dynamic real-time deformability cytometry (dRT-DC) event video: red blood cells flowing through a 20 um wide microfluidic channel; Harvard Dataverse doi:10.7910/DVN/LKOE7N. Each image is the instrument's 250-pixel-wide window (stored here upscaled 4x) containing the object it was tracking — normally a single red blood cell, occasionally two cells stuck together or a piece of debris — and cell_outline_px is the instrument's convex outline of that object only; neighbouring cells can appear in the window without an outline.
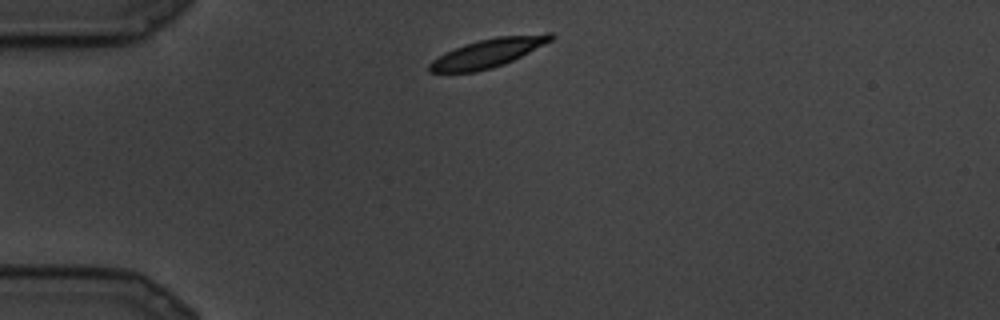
{"species": "common noctule bat (a hibernating species)", "species_latin": "Nyctalus noctula", "temperature_condition": "cold", "stored_images_in_passage": 6, "camera_frame_rate_fps": 3000, "um_per_image_px": 0.085, "animal": {"sex": "male", "body_mass_g": 19.5, "forearm_length_mm": 54.6}, "frame": {"image": 1, "passage_image": 1, "time_ms": 0.0, "image_size_px": [1000, 320], "cell_outline_px": [[556, 36], [552, 40], [504, 64], [492, 68], [476, 72], [428, 72], [428, 64], [432, 60], [444, 52], [464, 44], [480, 40], [500, 36], [548, 32], [552, 32]], "centroid_in_image_um": [41.47, 4.49], "position_along_channel_um": 43.5, "area_um2": 20.29}}
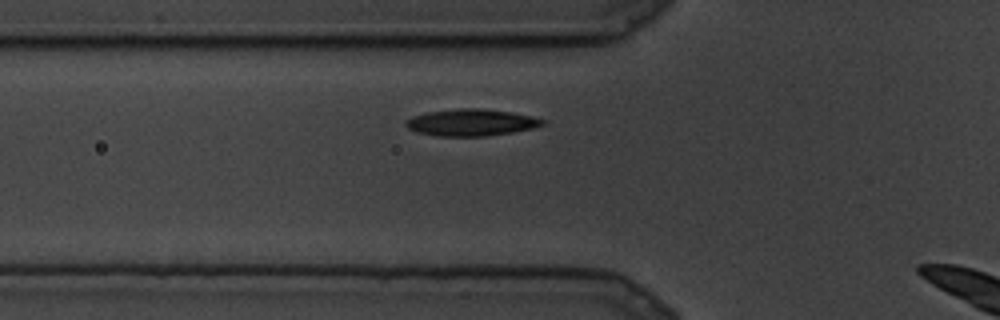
{"frame": {"image": 2, "passage_image": 4, "time_ms": 1.0, "image_size_px": [1000, 320], "cell_outline_px": [[544, 124], [532, 128], [512, 132], [488, 136], [436, 136], [416, 132], [408, 128], [404, 124], [412, 116], [428, 112], [460, 108], [480, 108], [508, 112], [532, 116], [544, 120]], "centroid_in_image_um": [40.02, 10.42], "position_along_channel_um": 85.8, "area_um2": 21.15}}
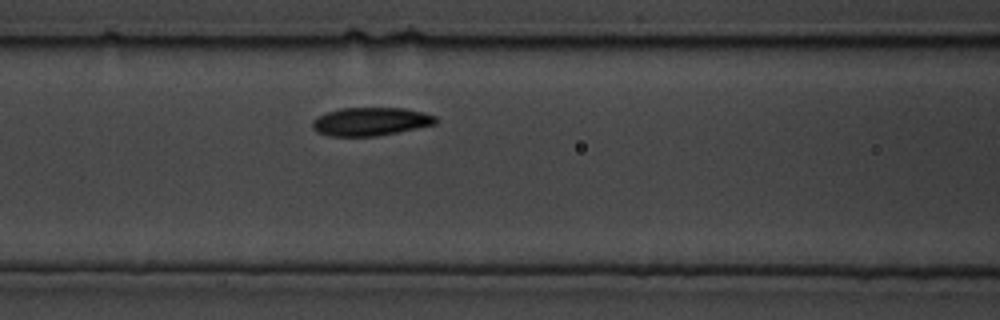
{"frame": {"image": 3, "passage_image": 6, "time_ms": 1.667, "image_size_px": [1000, 320], "cell_outline_px": [[440, 120], [436, 124], [376, 136], [328, 136], [316, 132], [312, 128], [312, 120], [316, 116], [340, 108], [404, 108], [424, 112], [436, 116]], "centroid_in_image_um": [31.49, 10.33], "position_along_channel_um": 135.1, "area_um2": 20.46}}